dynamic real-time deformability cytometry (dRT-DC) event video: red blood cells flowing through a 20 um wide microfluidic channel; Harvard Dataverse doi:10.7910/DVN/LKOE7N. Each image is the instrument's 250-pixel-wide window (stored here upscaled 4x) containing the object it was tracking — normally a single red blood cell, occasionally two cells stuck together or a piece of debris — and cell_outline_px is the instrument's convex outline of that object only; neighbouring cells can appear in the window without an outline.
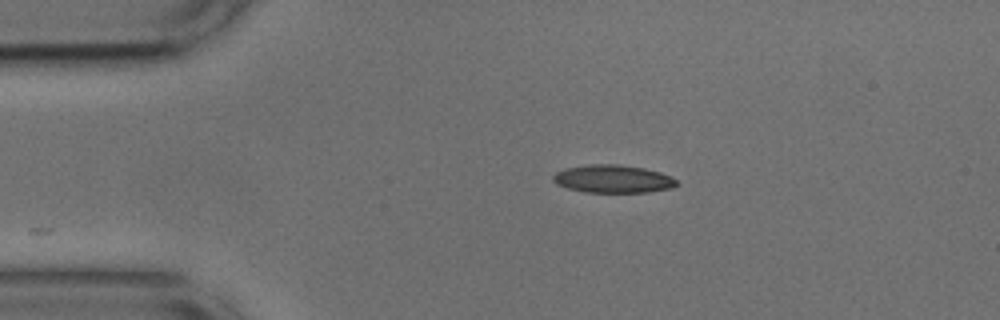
{"species": "common noctule bat (a hibernating species)", "species_latin": "Nyctalus noctula", "temperature_condition": "cold", "stored_images_in_passage": 10, "camera_frame_rate_fps": 3000, "um_per_image_px": 0.085, "animal": {"sex": "male", "body_mass_g": 17.9, "forearm_length_mm": 54.2}, "frame": {"image": 1, "passage_image": 1, "time_ms": 0.0, "image_size_px": [1000, 320], "cell_outline_px": [[680, 184], [672, 188], [648, 192], [584, 192], [568, 188], [556, 184], [552, 180], [552, 176], [556, 172], [564, 168], [592, 164], [616, 164], [644, 168], [660, 172], [676, 180]], "centroid_in_image_um": [52.08, 15.21], "position_along_channel_um": 32.9, "area_um2": 20.11}}